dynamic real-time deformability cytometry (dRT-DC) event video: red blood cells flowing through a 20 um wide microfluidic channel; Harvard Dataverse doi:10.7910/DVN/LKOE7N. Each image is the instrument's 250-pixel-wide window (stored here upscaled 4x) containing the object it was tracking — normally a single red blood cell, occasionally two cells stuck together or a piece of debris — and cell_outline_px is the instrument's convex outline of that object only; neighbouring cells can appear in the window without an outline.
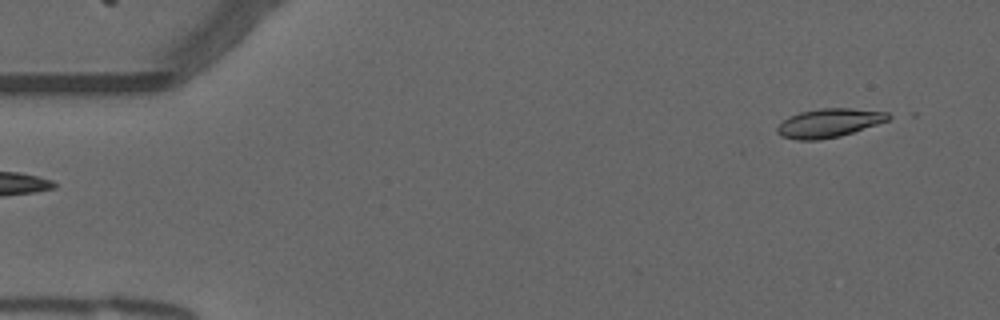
{"species": "common noctule bat (a hibernating species)", "species_latin": "Nyctalus noctula", "temperature_condition": "warm", "stored_images_in_passage": 49, "camera_frame_rate_fps": 3000, "um_per_image_px": 0.085, "animal": {"sex": "male", "forearm_length_mm": 52.5}, "frame": {"image": 1, "passage_image": 1, "time_ms": 0.0, "image_size_px": [1000, 320], "cell_outline_px": [[896, 116], [888, 120], [840, 136], [820, 140], [796, 140], [780, 136], [776, 132], [776, 128], [788, 116], [800, 112], [820, 108], [852, 108], [888, 112]], "centroid_in_image_um": [70.47, 10.45], "position_along_channel_um": 14.5, "area_um2": 18.73}}
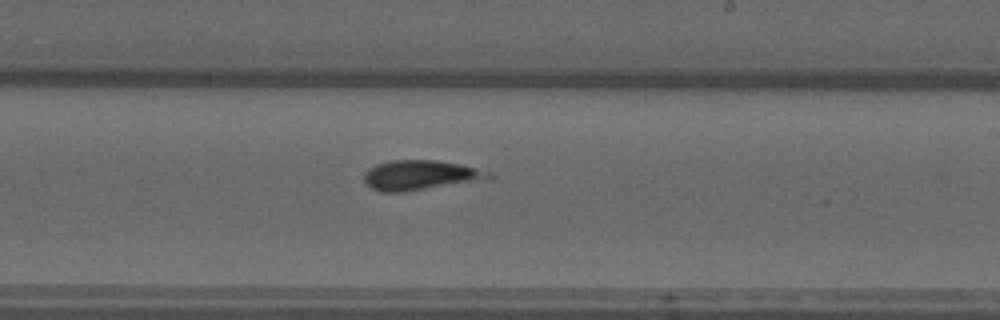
{"frame": {"image": 2, "passage_image": 29, "time_ms": 9.333, "image_size_px": [1000, 320], "cell_outline_px": [[492, 180], [404, 192], [380, 192], [372, 188], [364, 180], [364, 172], [368, 168], [376, 164], [388, 160], [436, 160], [460, 164], [492, 172]], "centroid_in_image_um": [35.79, 14.9], "position_along_channel_um": 253.2, "area_um2": 22.2}}
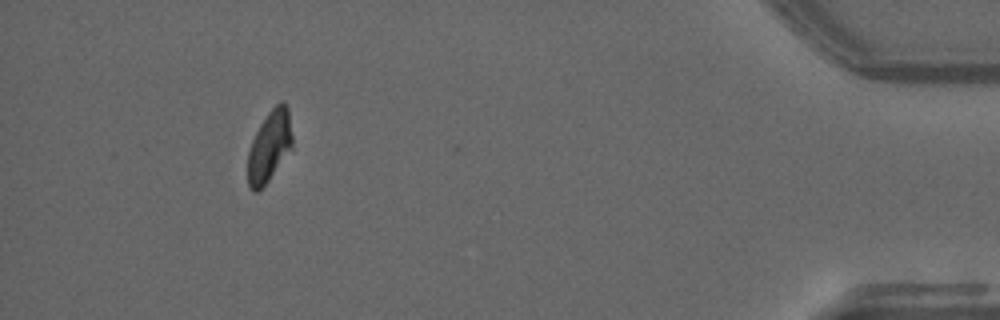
{"frame": {"image": 3, "passage_image": 47, "time_ms": 15.333, "image_size_px": [1000, 320], "cell_outline_px": [[292, 148], [268, 180], [256, 192], [252, 192], [248, 184], [248, 152], [252, 140], [260, 124], [268, 112], [280, 100], [284, 100], [288, 108], [292, 136]], "centroid_in_image_um": [22.9, 12.39], "position_along_channel_um": 412.3, "area_um2": 18.26}, "authors_computed_cell_mechanics": {"area_um2": 19.8254, "velocity_mm_per_s": 3.7274, "shape_relaxation_time_tau1_ms": 6.4154, "shape_relaxation_time_tau2_ms": 6.7884, "deformation_change_tau1": 0.1419, "deformation_change_tau2": 0.1445}}